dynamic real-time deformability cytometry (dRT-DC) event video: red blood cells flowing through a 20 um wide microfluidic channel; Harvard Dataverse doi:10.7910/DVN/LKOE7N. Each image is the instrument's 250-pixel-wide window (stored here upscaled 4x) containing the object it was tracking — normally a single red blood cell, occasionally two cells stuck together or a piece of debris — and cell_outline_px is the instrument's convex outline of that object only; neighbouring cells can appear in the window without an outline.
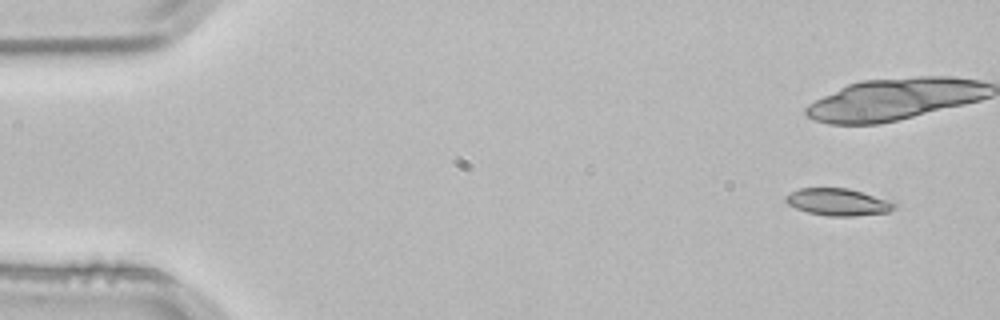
{"species": "common noctule bat (a hibernating species)", "species_latin": "Nyctalus noctula", "temperature_condition": "room temperature", "stored_images_in_passage": 4, "camera_frame_rate_fps": 3000, "um_per_image_px": 0.085, "animal": {"sex": "male", "body_mass_g": 21.5, "forearm_length_mm": 52.0}, "frame": {"image": 1, "passage_image": 1, "time_ms": 0.0, "image_size_px": [1000, 320], "cell_outline_px": [[896, 208], [888, 212], [852, 216], [828, 216], [808, 212], [796, 208], [788, 204], [784, 200], [784, 196], [800, 188], [848, 188], [896, 204]], "centroid_in_image_um": [71.16, 17.18], "position_along_channel_um": 13.8, "area_um2": 16.76}}